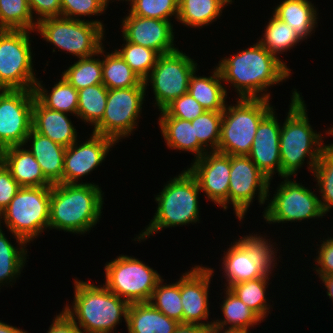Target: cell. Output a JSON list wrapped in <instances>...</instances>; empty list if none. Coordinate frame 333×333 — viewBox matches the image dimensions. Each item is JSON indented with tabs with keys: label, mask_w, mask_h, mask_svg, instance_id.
I'll use <instances>...</instances> for the list:
<instances>
[{
	"label": "cell",
	"mask_w": 333,
	"mask_h": 333,
	"mask_svg": "<svg viewBox=\"0 0 333 333\" xmlns=\"http://www.w3.org/2000/svg\"><path fill=\"white\" fill-rule=\"evenodd\" d=\"M228 93L234 88L236 98L272 99L268 88L286 82L292 76L290 67L267 51L257 41L237 53L220 58L216 64ZM227 85V86H226Z\"/></svg>",
	"instance_id": "1"
},
{
	"label": "cell",
	"mask_w": 333,
	"mask_h": 333,
	"mask_svg": "<svg viewBox=\"0 0 333 333\" xmlns=\"http://www.w3.org/2000/svg\"><path fill=\"white\" fill-rule=\"evenodd\" d=\"M291 92L289 109L283 124L281 122L279 144L282 177L294 178L298 177L297 173L305 166V162L308 171L313 173L327 144L324 143L323 133L314 130L309 123L308 107L302 93L296 88Z\"/></svg>",
	"instance_id": "2"
},
{
	"label": "cell",
	"mask_w": 333,
	"mask_h": 333,
	"mask_svg": "<svg viewBox=\"0 0 333 333\" xmlns=\"http://www.w3.org/2000/svg\"><path fill=\"white\" fill-rule=\"evenodd\" d=\"M102 187L95 184L51 186L49 230L84 235L99 224L104 203Z\"/></svg>",
	"instance_id": "3"
},
{
	"label": "cell",
	"mask_w": 333,
	"mask_h": 333,
	"mask_svg": "<svg viewBox=\"0 0 333 333\" xmlns=\"http://www.w3.org/2000/svg\"><path fill=\"white\" fill-rule=\"evenodd\" d=\"M72 305L65 304L62 311L84 333H119L117 325L127 323L129 303L108 290L102 283L74 279ZM124 319H123V318Z\"/></svg>",
	"instance_id": "4"
},
{
	"label": "cell",
	"mask_w": 333,
	"mask_h": 333,
	"mask_svg": "<svg viewBox=\"0 0 333 333\" xmlns=\"http://www.w3.org/2000/svg\"><path fill=\"white\" fill-rule=\"evenodd\" d=\"M184 168L178 175L171 177L155 196L156 212L149 224L132 241L141 243L154 234L167 228L190 226L200 223L199 194L196 178ZM188 224V225H187Z\"/></svg>",
	"instance_id": "5"
},
{
	"label": "cell",
	"mask_w": 333,
	"mask_h": 333,
	"mask_svg": "<svg viewBox=\"0 0 333 333\" xmlns=\"http://www.w3.org/2000/svg\"><path fill=\"white\" fill-rule=\"evenodd\" d=\"M257 233L240 235L225 249L220 261L221 278L226 279L223 287L230 289L240 282L271 277L274 273L279 261L278 244L271 237L268 239L269 235Z\"/></svg>",
	"instance_id": "6"
},
{
	"label": "cell",
	"mask_w": 333,
	"mask_h": 333,
	"mask_svg": "<svg viewBox=\"0 0 333 333\" xmlns=\"http://www.w3.org/2000/svg\"><path fill=\"white\" fill-rule=\"evenodd\" d=\"M50 196L51 186L20 187L0 214V226L5 225L16 243L30 245L44 231L49 232Z\"/></svg>",
	"instance_id": "7"
},
{
	"label": "cell",
	"mask_w": 333,
	"mask_h": 333,
	"mask_svg": "<svg viewBox=\"0 0 333 333\" xmlns=\"http://www.w3.org/2000/svg\"><path fill=\"white\" fill-rule=\"evenodd\" d=\"M102 21L51 17L39 21L35 32L40 34L42 41L54 46L52 53L63 51L76 59L88 58L96 55L104 46L106 27Z\"/></svg>",
	"instance_id": "8"
},
{
	"label": "cell",
	"mask_w": 333,
	"mask_h": 333,
	"mask_svg": "<svg viewBox=\"0 0 333 333\" xmlns=\"http://www.w3.org/2000/svg\"><path fill=\"white\" fill-rule=\"evenodd\" d=\"M222 112L221 135L217 151L232 155H248L260 122L274 109L270 100L236 98Z\"/></svg>",
	"instance_id": "9"
},
{
	"label": "cell",
	"mask_w": 333,
	"mask_h": 333,
	"mask_svg": "<svg viewBox=\"0 0 333 333\" xmlns=\"http://www.w3.org/2000/svg\"><path fill=\"white\" fill-rule=\"evenodd\" d=\"M104 272L103 285L129 304L149 302L157 283L163 278L137 257L123 253L106 262Z\"/></svg>",
	"instance_id": "10"
},
{
	"label": "cell",
	"mask_w": 333,
	"mask_h": 333,
	"mask_svg": "<svg viewBox=\"0 0 333 333\" xmlns=\"http://www.w3.org/2000/svg\"><path fill=\"white\" fill-rule=\"evenodd\" d=\"M281 179L283 181L277 184L275 194L270 200L267 199L266 207H263L262 218L267 224L299 223L311 219L321 220L326 216L315 190L305 187L295 177V180L292 177Z\"/></svg>",
	"instance_id": "11"
},
{
	"label": "cell",
	"mask_w": 333,
	"mask_h": 333,
	"mask_svg": "<svg viewBox=\"0 0 333 333\" xmlns=\"http://www.w3.org/2000/svg\"><path fill=\"white\" fill-rule=\"evenodd\" d=\"M32 32L0 29V90H34L38 78L33 68Z\"/></svg>",
	"instance_id": "12"
},
{
	"label": "cell",
	"mask_w": 333,
	"mask_h": 333,
	"mask_svg": "<svg viewBox=\"0 0 333 333\" xmlns=\"http://www.w3.org/2000/svg\"><path fill=\"white\" fill-rule=\"evenodd\" d=\"M194 60L179 48L159 56L153 70L143 80L146 93L149 85L152 88L155 102L152 106L158 111L188 92L190 77L199 69Z\"/></svg>",
	"instance_id": "13"
},
{
	"label": "cell",
	"mask_w": 333,
	"mask_h": 333,
	"mask_svg": "<svg viewBox=\"0 0 333 333\" xmlns=\"http://www.w3.org/2000/svg\"><path fill=\"white\" fill-rule=\"evenodd\" d=\"M145 96V86L108 89L103 118L94 126L92 133L109 137L118 144L133 135L142 118Z\"/></svg>",
	"instance_id": "14"
},
{
	"label": "cell",
	"mask_w": 333,
	"mask_h": 333,
	"mask_svg": "<svg viewBox=\"0 0 333 333\" xmlns=\"http://www.w3.org/2000/svg\"><path fill=\"white\" fill-rule=\"evenodd\" d=\"M271 180L265 176L248 155H232L229 184V207L233 211L239 223L249 212L253 200H258L259 205L264 206L270 199Z\"/></svg>",
	"instance_id": "15"
},
{
	"label": "cell",
	"mask_w": 333,
	"mask_h": 333,
	"mask_svg": "<svg viewBox=\"0 0 333 333\" xmlns=\"http://www.w3.org/2000/svg\"><path fill=\"white\" fill-rule=\"evenodd\" d=\"M34 90H0V151L23 145L32 129Z\"/></svg>",
	"instance_id": "16"
},
{
	"label": "cell",
	"mask_w": 333,
	"mask_h": 333,
	"mask_svg": "<svg viewBox=\"0 0 333 333\" xmlns=\"http://www.w3.org/2000/svg\"><path fill=\"white\" fill-rule=\"evenodd\" d=\"M86 141L77 140L66 147L63 166V183L65 184H95L83 182L87 177L106 161L109 151L113 150L116 142L106 136L95 133L89 134ZM83 142V143H82ZM114 146V147H113Z\"/></svg>",
	"instance_id": "17"
},
{
	"label": "cell",
	"mask_w": 333,
	"mask_h": 333,
	"mask_svg": "<svg viewBox=\"0 0 333 333\" xmlns=\"http://www.w3.org/2000/svg\"><path fill=\"white\" fill-rule=\"evenodd\" d=\"M193 265L191 269L180 276V295L183 306L182 323L200 324L210 327L213 320L211 316L209 298L210 284L214 276V268L209 266Z\"/></svg>",
	"instance_id": "18"
},
{
	"label": "cell",
	"mask_w": 333,
	"mask_h": 333,
	"mask_svg": "<svg viewBox=\"0 0 333 333\" xmlns=\"http://www.w3.org/2000/svg\"><path fill=\"white\" fill-rule=\"evenodd\" d=\"M187 167L196 178L205 199L226 211L229 207L231 156L218 151H208L201 158L192 160L190 167Z\"/></svg>",
	"instance_id": "19"
},
{
	"label": "cell",
	"mask_w": 333,
	"mask_h": 333,
	"mask_svg": "<svg viewBox=\"0 0 333 333\" xmlns=\"http://www.w3.org/2000/svg\"><path fill=\"white\" fill-rule=\"evenodd\" d=\"M127 14L120 20V28L122 37L133 44H138L143 47L153 49L160 55L172 52L178 47L174 42L175 28L174 22L144 18ZM176 46V47H175Z\"/></svg>",
	"instance_id": "20"
},
{
	"label": "cell",
	"mask_w": 333,
	"mask_h": 333,
	"mask_svg": "<svg viewBox=\"0 0 333 333\" xmlns=\"http://www.w3.org/2000/svg\"><path fill=\"white\" fill-rule=\"evenodd\" d=\"M276 109H274L260 122L249 158L256 164L259 170L271 181L278 173L282 178V165L280 159V130L281 123L278 122Z\"/></svg>",
	"instance_id": "21"
},
{
	"label": "cell",
	"mask_w": 333,
	"mask_h": 333,
	"mask_svg": "<svg viewBox=\"0 0 333 333\" xmlns=\"http://www.w3.org/2000/svg\"><path fill=\"white\" fill-rule=\"evenodd\" d=\"M68 116L71 115L46 108L35 97L32 108V129L53 142L69 147L79 139V132Z\"/></svg>",
	"instance_id": "22"
},
{
	"label": "cell",
	"mask_w": 333,
	"mask_h": 333,
	"mask_svg": "<svg viewBox=\"0 0 333 333\" xmlns=\"http://www.w3.org/2000/svg\"><path fill=\"white\" fill-rule=\"evenodd\" d=\"M23 145L32 153L39 163L44 177L52 185L63 183L66 147L53 142L50 138L35 132L33 129H31Z\"/></svg>",
	"instance_id": "23"
},
{
	"label": "cell",
	"mask_w": 333,
	"mask_h": 333,
	"mask_svg": "<svg viewBox=\"0 0 333 333\" xmlns=\"http://www.w3.org/2000/svg\"><path fill=\"white\" fill-rule=\"evenodd\" d=\"M1 161L20 187L52 186L44 177L39 163L24 145L1 150Z\"/></svg>",
	"instance_id": "24"
},
{
	"label": "cell",
	"mask_w": 333,
	"mask_h": 333,
	"mask_svg": "<svg viewBox=\"0 0 333 333\" xmlns=\"http://www.w3.org/2000/svg\"><path fill=\"white\" fill-rule=\"evenodd\" d=\"M272 9L273 14L292 27L304 42L318 28V8L310 0H281Z\"/></svg>",
	"instance_id": "25"
},
{
	"label": "cell",
	"mask_w": 333,
	"mask_h": 333,
	"mask_svg": "<svg viewBox=\"0 0 333 333\" xmlns=\"http://www.w3.org/2000/svg\"><path fill=\"white\" fill-rule=\"evenodd\" d=\"M212 68L211 76H199L198 69L195 70L189 80L188 92L206 111L223 112L228 93L218 68L216 65Z\"/></svg>",
	"instance_id": "26"
},
{
	"label": "cell",
	"mask_w": 333,
	"mask_h": 333,
	"mask_svg": "<svg viewBox=\"0 0 333 333\" xmlns=\"http://www.w3.org/2000/svg\"><path fill=\"white\" fill-rule=\"evenodd\" d=\"M158 125L167 148L179 152L194 154V159L201 158L208 150L195 136L191 121L174 117H159Z\"/></svg>",
	"instance_id": "27"
},
{
	"label": "cell",
	"mask_w": 333,
	"mask_h": 333,
	"mask_svg": "<svg viewBox=\"0 0 333 333\" xmlns=\"http://www.w3.org/2000/svg\"><path fill=\"white\" fill-rule=\"evenodd\" d=\"M179 322L167 317L150 302L131 303L127 312L128 333H174Z\"/></svg>",
	"instance_id": "28"
},
{
	"label": "cell",
	"mask_w": 333,
	"mask_h": 333,
	"mask_svg": "<svg viewBox=\"0 0 333 333\" xmlns=\"http://www.w3.org/2000/svg\"><path fill=\"white\" fill-rule=\"evenodd\" d=\"M229 0H178L177 22L192 29H202L222 17Z\"/></svg>",
	"instance_id": "29"
},
{
	"label": "cell",
	"mask_w": 333,
	"mask_h": 333,
	"mask_svg": "<svg viewBox=\"0 0 333 333\" xmlns=\"http://www.w3.org/2000/svg\"><path fill=\"white\" fill-rule=\"evenodd\" d=\"M60 77L59 81L56 79L53 87H48L49 90L38 78L34 88L35 97L46 108L77 118L78 91L63 76L60 75Z\"/></svg>",
	"instance_id": "30"
},
{
	"label": "cell",
	"mask_w": 333,
	"mask_h": 333,
	"mask_svg": "<svg viewBox=\"0 0 333 333\" xmlns=\"http://www.w3.org/2000/svg\"><path fill=\"white\" fill-rule=\"evenodd\" d=\"M3 230L0 226V290L4 286L13 287L26 267L27 257L29 256L28 244L26 242H17V245L16 243L12 244Z\"/></svg>",
	"instance_id": "31"
},
{
	"label": "cell",
	"mask_w": 333,
	"mask_h": 333,
	"mask_svg": "<svg viewBox=\"0 0 333 333\" xmlns=\"http://www.w3.org/2000/svg\"><path fill=\"white\" fill-rule=\"evenodd\" d=\"M104 45L100 49L102 58V80L108 89L145 86L142 79L130 68L122 57L114 50L106 51Z\"/></svg>",
	"instance_id": "32"
},
{
	"label": "cell",
	"mask_w": 333,
	"mask_h": 333,
	"mask_svg": "<svg viewBox=\"0 0 333 333\" xmlns=\"http://www.w3.org/2000/svg\"><path fill=\"white\" fill-rule=\"evenodd\" d=\"M223 290L225 296L221 298L223 301H221L219 305L222 318H214L213 324L249 330L263 322V320L229 288H223Z\"/></svg>",
	"instance_id": "33"
},
{
	"label": "cell",
	"mask_w": 333,
	"mask_h": 333,
	"mask_svg": "<svg viewBox=\"0 0 333 333\" xmlns=\"http://www.w3.org/2000/svg\"><path fill=\"white\" fill-rule=\"evenodd\" d=\"M269 21L263 28L264 33L257 41L263 48L272 53L278 59H280L286 66L287 63L280 57L284 52H288L295 48L297 44L303 42L292 27L287 25L284 21L278 19L273 13ZM280 55V56H279Z\"/></svg>",
	"instance_id": "34"
},
{
	"label": "cell",
	"mask_w": 333,
	"mask_h": 333,
	"mask_svg": "<svg viewBox=\"0 0 333 333\" xmlns=\"http://www.w3.org/2000/svg\"><path fill=\"white\" fill-rule=\"evenodd\" d=\"M270 277H261L254 280L240 282L233 285L230 290L236 294L239 299L252 309L263 321H266L271 309V299L267 297L270 293L268 291V285L271 284ZM270 300V301H269Z\"/></svg>",
	"instance_id": "35"
},
{
	"label": "cell",
	"mask_w": 333,
	"mask_h": 333,
	"mask_svg": "<svg viewBox=\"0 0 333 333\" xmlns=\"http://www.w3.org/2000/svg\"><path fill=\"white\" fill-rule=\"evenodd\" d=\"M108 88L104 84L78 90L77 119L90 125L91 129L103 118Z\"/></svg>",
	"instance_id": "36"
},
{
	"label": "cell",
	"mask_w": 333,
	"mask_h": 333,
	"mask_svg": "<svg viewBox=\"0 0 333 333\" xmlns=\"http://www.w3.org/2000/svg\"><path fill=\"white\" fill-rule=\"evenodd\" d=\"M61 76L77 91L88 86L103 84L100 50L96 55L91 57L78 58V60L69 65L66 70L64 69Z\"/></svg>",
	"instance_id": "37"
},
{
	"label": "cell",
	"mask_w": 333,
	"mask_h": 333,
	"mask_svg": "<svg viewBox=\"0 0 333 333\" xmlns=\"http://www.w3.org/2000/svg\"><path fill=\"white\" fill-rule=\"evenodd\" d=\"M312 176L317 184L314 188L320 193L322 210L328 214L333 209V143H328L314 168Z\"/></svg>",
	"instance_id": "38"
},
{
	"label": "cell",
	"mask_w": 333,
	"mask_h": 333,
	"mask_svg": "<svg viewBox=\"0 0 333 333\" xmlns=\"http://www.w3.org/2000/svg\"><path fill=\"white\" fill-rule=\"evenodd\" d=\"M28 0H0V29L35 31Z\"/></svg>",
	"instance_id": "39"
},
{
	"label": "cell",
	"mask_w": 333,
	"mask_h": 333,
	"mask_svg": "<svg viewBox=\"0 0 333 333\" xmlns=\"http://www.w3.org/2000/svg\"><path fill=\"white\" fill-rule=\"evenodd\" d=\"M161 279L153 291L150 303L164 315L182 323L183 306L180 295V278L168 284Z\"/></svg>",
	"instance_id": "40"
},
{
	"label": "cell",
	"mask_w": 333,
	"mask_h": 333,
	"mask_svg": "<svg viewBox=\"0 0 333 333\" xmlns=\"http://www.w3.org/2000/svg\"><path fill=\"white\" fill-rule=\"evenodd\" d=\"M121 39L124 44L114 50L143 81L153 70L160 54L153 49L128 42L123 37Z\"/></svg>",
	"instance_id": "41"
},
{
	"label": "cell",
	"mask_w": 333,
	"mask_h": 333,
	"mask_svg": "<svg viewBox=\"0 0 333 333\" xmlns=\"http://www.w3.org/2000/svg\"><path fill=\"white\" fill-rule=\"evenodd\" d=\"M130 14L144 18L177 21L178 0H129ZM173 18V19H171Z\"/></svg>",
	"instance_id": "42"
},
{
	"label": "cell",
	"mask_w": 333,
	"mask_h": 333,
	"mask_svg": "<svg viewBox=\"0 0 333 333\" xmlns=\"http://www.w3.org/2000/svg\"><path fill=\"white\" fill-rule=\"evenodd\" d=\"M191 123L198 141L208 151H217L221 135L222 112L205 110Z\"/></svg>",
	"instance_id": "43"
},
{
	"label": "cell",
	"mask_w": 333,
	"mask_h": 333,
	"mask_svg": "<svg viewBox=\"0 0 333 333\" xmlns=\"http://www.w3.org/2000/svg\"><path fill=\"white\" fill-rule=\"evenodd\" d=\"M60 2L62 17L83 21H88L84 19L85 16L89 18L102 16L109 6L107 0H60Z\"/></svg>",
	"instance_id": "44"
},
{
	"label": "cell",
	"mask_w": 333,
	"mask_h": 333,
	"mask_svg": "<svg viewBox=\"0 0 333 333\" xmlns=\"http://www.w3.org/2000/svg\"><path fill=\"white\" fill-rule=\"evenodd\" d=\"M205 109L191 96L189 92L174 99L163 110L159 117H174L192 121L200 116Z\"/></svg>",
	"instance_id": "45"
},
{
	"label": "cell",
	"mask_w": 333,
	"mask_h": 333,
	"mask_svg": "<svg viewBox=\"0 0 333 333\" xmlns=\"http://www.w3.org/2000/svg\"><path fill=\"white\" fill-rule=\"evenodd\" d=\"M327 238H322L319 243L320 245L316 244L317 250L315 258L313 259L315 261V267H313V270L316 274V276H327L329 274H333V236H328Z\"/></svg>",
	"instance_id": "46"
},
{
	"label": "cell",
	"mask_w": 333,
	"mask_h": 333,
	"mask_svg": "<svg viewBox=\"0 0 333 333\" xmlns=\"http://www.w3.org/2000/svg\"><path fill=\"white\" fill-rule=\"evenodd\" d=\"M19 188L18 182L0 160V214L10 204Z\"/></svg>",
	"instance_id": "47"
},
{
	"label": "cell",
	"mask_w": 333,
	"mask_h": 333,
	"mask_svg": "<svg viewBox=\"0 0 333 333\" xmlns=\"http://www.w3.org/2000/svg\"><path fill=\"white\" fill-rule=\"evenodd\" d=\"M28 4L37 23L46 18L61 16L60 0H28Z\"/></svg>",
	"instance_id": "48"
},
{
	"label": "cell",
	"mask_w": 333,
	"mask_h": 333,
	"mask_svg": "<svg viewBox=\"0 0 333 333\" xmlns=\"http://www.w3.org/2000/svg\"><path fill=\"white\" fill-rule=\"evenodd\" d=\"M53 318L46 333H84L63 311Z\"/></svg>",
	"instance_id": "49"
},
{
	"label": "cell",
	"mask_w": 333,
	"mask_h": 333,
	"mask_svg": "<svg viewBox=\"0 0 333 333\" xmlns=\"http://www.w3.org/2000/svg\"><path fill=\"white\" fill-rule=\"evenodd\" d=\"M209 328L200 324L179 323L174 333H209Z\"/></svg>",
	"instance_id": "50"
},
{
	"label": "cell",
	"mask_w": 333,
	"mask_h": 333,
	"mask_svg": "<svg viewBox=\"0 0 333 333\" xmlns=\"http://www.w3.org/2000/svg\"><path fill=\"white\" fill-rule=\"evenodd\" d=\"M209 333H251V331L243 328L225 327L212 324L209 328Z\"/></svg>",
	"instance_id": "51"
},
{
	"label": "cell",
	"mask_w": 333,
	"mask_h": 333,
	"mask_svg": "<svg viewBox=\"0 0 333 333\" xmlns=\"http://www.w3.org/2000/svg\"><path fill=\"white\" fill-rule=\"evenodd\" d=\"M318 278L324 284V288L327 289L326 294L333 303V274H329L327 276H319Z\"/></svg>",
	"instance_id": "52"
},
{
	"label": "cell",
	"mask_w": 333,
	"mask_h": 333,
	"mask_svg": "<svg viewBox=\"0 0 333 333\" xmlns=\"http://www.w3.org/2000/svg\"><path fill=\"white\" fill-rule=\"evenodd\" d=\"M0 333H28V331L20 329L9 323L7 324L5 322H2V320H0Z\"/></svg>",
	"instance_id": "53"
},
{
	"label": "cell",
	"mask_w": 333,
	"mask_h": 333,
	"mask_svg": "<svg viewBox=\"0 0 333 333\" xmlns=\"http://www.w3.org/2000/svg\"><path fill=\"white\" fill-rule=\"evenodd\" d=\"M107 1H108V3H112V2H114V1H117V3H118L119 1H120V2H121V1H123V2H124V1H125V2H128L129 0H107ZM110 1H111V2H110Z\"/></svg>",
	"instance_id": "54"
}]
</instances>
